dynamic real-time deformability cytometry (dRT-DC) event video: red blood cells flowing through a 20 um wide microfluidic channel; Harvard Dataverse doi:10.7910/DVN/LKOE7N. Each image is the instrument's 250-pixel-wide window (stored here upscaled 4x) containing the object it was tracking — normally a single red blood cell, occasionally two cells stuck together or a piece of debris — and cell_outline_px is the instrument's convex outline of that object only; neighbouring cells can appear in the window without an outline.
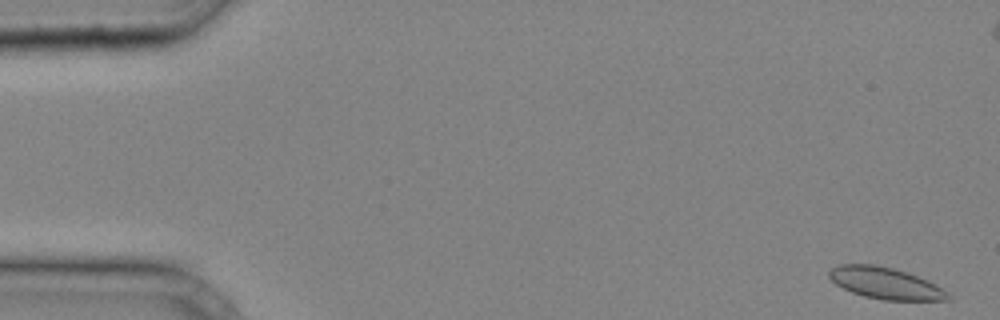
{"species": "common noctule bat (a hibernating species)", "species_latin": "Nyctalus noctula", "temperature_condition": "cold", "stored_images_in_passage": 36, "camera_frame_rate_fps": 3000, "um_per_image_px": 0.085, "animal": {"sex": "male", "body_mass_g": 20.4}, "frame": {"image": 1, "passage_image": 1, "time_ms": 0.0, "image_size_px": [1000, 320], "cell_outline_px": [[952, 300], [884, 300], [864, 296], [852, 292], [836, 284], [828, 276], [828, 272], [832, 268], [840, 264], [876, 264], [908, 272], [940, 288]], "centroid_in_image_um": [75.18, 24.06], "position_along_channel_um": 9.8, "area_um2": 21.39}}
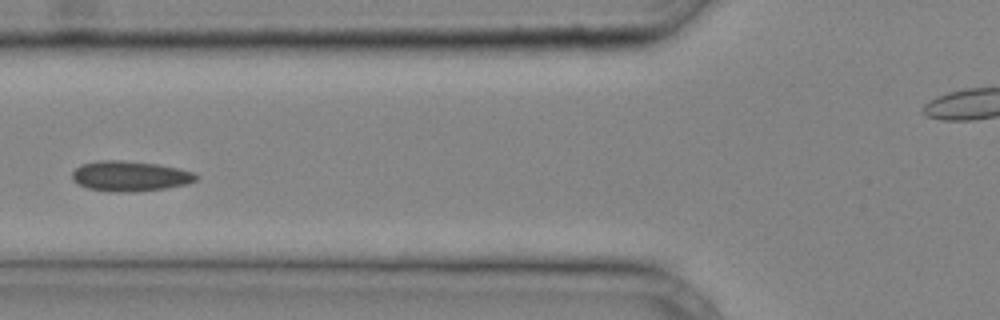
{"frame": {"image": 2, "passage_image": 15, "time_ms": 4.667, "image_size_px": [1000, 320], "cell_outline_px": [[200, 176], [196, 180], [184, 184], [164, 188], [136, 192], [112, 192], [88, 188], [76, 184], [72, 180], [72, 172], [80, 164], [96, 160], [124, 160], [156, 164], [176, 168], [192, 172]], "centroid_in_image_um": [10.98, 14.97], "position_along_channel_um": 114.8, "area_um2": 21.91}}
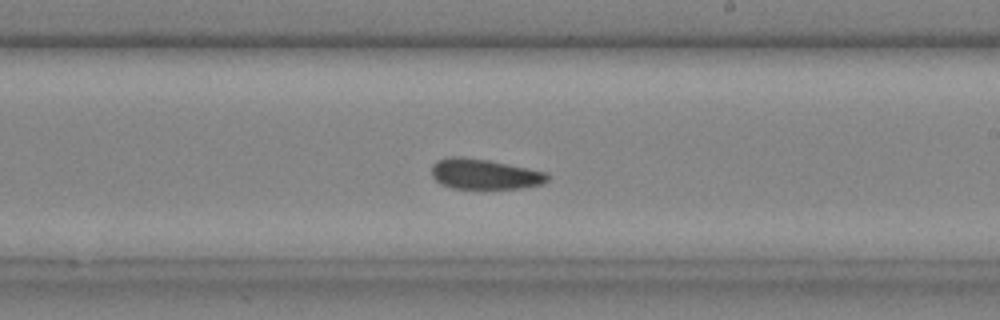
{"frame": {"image": 3, "passage_image": 23, "time_ms": 7.333, "image_size_px": [1000, 320], "cell_outline_px": [[548, 180], [544, 184], [520, 188], [452, 188], [440, 184], [432, 176], [432, 164], [436, 160], [448, 156], [464, 156], [488, 160], [548, 172]], "centroid_in_image_um": [41.16, 14.78], "position_along_channel_um": 247.8, "area_um2": 20.63}}